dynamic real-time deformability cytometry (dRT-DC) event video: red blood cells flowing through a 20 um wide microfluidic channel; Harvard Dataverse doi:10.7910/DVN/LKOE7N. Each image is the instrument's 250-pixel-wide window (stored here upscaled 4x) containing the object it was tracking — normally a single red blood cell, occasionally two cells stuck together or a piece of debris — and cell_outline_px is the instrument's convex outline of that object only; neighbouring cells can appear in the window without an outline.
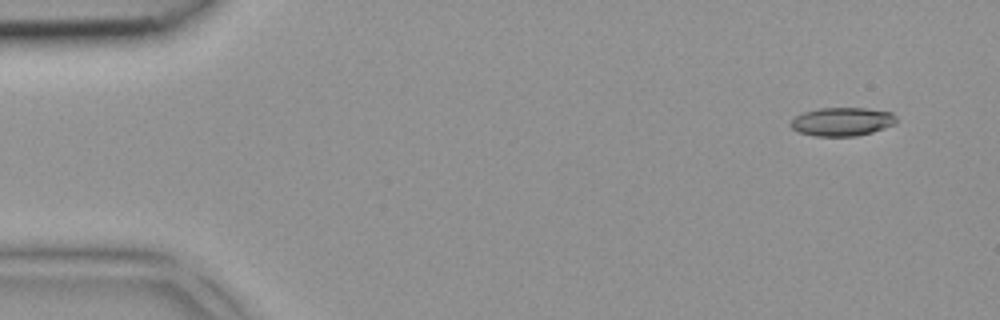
{"species": "common noctule bat (a hibernating species)", "species_latin": "Nyctalus noctula", "temperature_condition": "room temperature", "stored_images_in_passage": 5, "camera_frame_rate_fps": 3000, "um_per_image_px": 0.085, "animal": {"sex": "female", "body_mass_g": 18.4}, "frame": {"image": 1, "passage_image": 1, "time_ms": 0.0, "image_size_px": [1000, 320], "cell_outline_px": [[896, 124], [872, 132], [856, 136], [816, 136], [800, 132], [792, 128], [788, 124], [796, 116], [804, 112], [820, 108], [868, 108], [892, 112], [896, 116]], "centroid_in_image_um": [71.6, 10.33], "position_along_channel_um": 13.4, "area_um2": 17.57}}
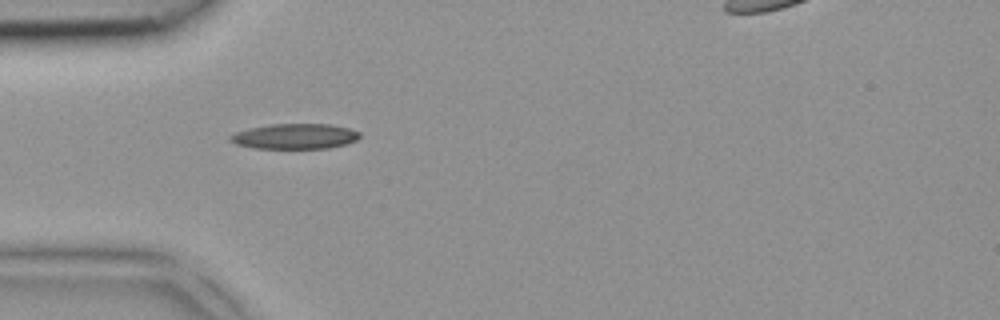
{"frame": {"image": 2, "passage_image": 4, "time_ms": 1.0, "image_size_px": [1000, 320], "cell_outline_px": [[360, 136], [356, 140], [344, 144], [328, 148], [252, 148], [236, 144], [228, 140], [228, 136], [236, 132], [252, 128], [272, 124], [332, 124], [348, 128], [360, 132]], "centroid_in_image_um": [25.05, 11.59], "position_along_channel_um": 59.9, "area_um2": 18.96}}